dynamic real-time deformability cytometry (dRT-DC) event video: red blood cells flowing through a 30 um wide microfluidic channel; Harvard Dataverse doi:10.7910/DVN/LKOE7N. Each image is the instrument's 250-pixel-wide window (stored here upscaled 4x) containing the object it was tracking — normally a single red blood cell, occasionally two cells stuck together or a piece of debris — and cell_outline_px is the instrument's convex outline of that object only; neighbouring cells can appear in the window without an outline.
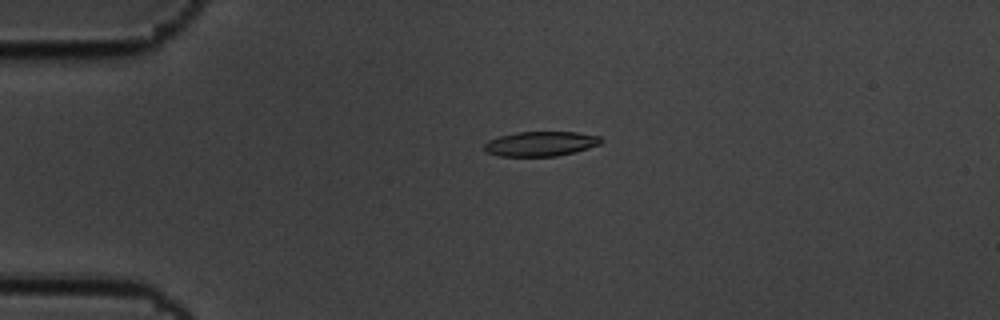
{"species": "common noctule bat (a hibernating species)", "species_latin": "Nyctalus noctula", "temperature_condition": "cold", "stored_images_in_passage": 6, "camera_frame_rate_fps": 3000, "um_per_image_px": 0.085, "animal": {"sex": "male", "body_mass_g": 19.5, "forearm_length_mm": 54.6}, "frame": {"image": 1, "passage_image": 1, "time_ms": 0.0, "image_size_px": [1000, 320], "cell_outline_px": [[600, 144], [576, 152], [556, 156], [500, 156], [488, 152], [484, 148], [484, 144], [488, 140], [500, 136], [516, 132], [576, 132], [600, 136]], "centroid_in_image_um": [45.95, 12.22], "position_along_channel_um": 39.0, "area_um2": 16.7}}